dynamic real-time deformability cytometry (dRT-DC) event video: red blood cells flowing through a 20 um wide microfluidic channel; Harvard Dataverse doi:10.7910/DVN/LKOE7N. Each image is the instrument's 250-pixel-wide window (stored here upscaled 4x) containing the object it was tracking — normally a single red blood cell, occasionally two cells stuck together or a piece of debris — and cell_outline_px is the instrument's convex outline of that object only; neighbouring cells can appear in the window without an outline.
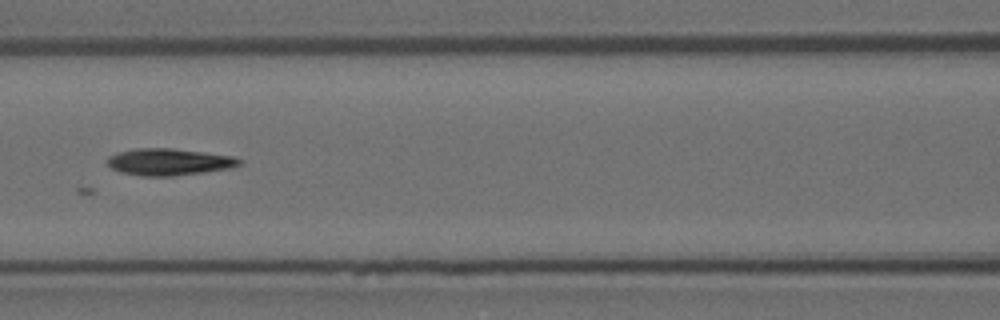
{"species": "Egyptian fruit bat (a non-hibernating species)", "species_latin": "Rousettus aegyptiacus", "temperature_condition": "room temperature", "stored_images_in_passage": 9, "camera_frame_rate_fps": 3000, "um_per_image_px": 0.085, "animal": {"sex": "female"}, "frame": {"image": 1, "passage_image": 5, "time_ms": 1.333, "image_size_px": [1000, 320], "cell_outline_px": [[244, 164], [232, 168], [176, 176], [140, 176], [120, 172], [112, 168], [104, 160], [108, 156], [116, 152], [136, 148], [172, 148], [232, 156], [244, 160]], "centroid_in_image_um": [14.36, 13.76], "position_along_channel_um": 152.2, "area_um2": 20.98}}
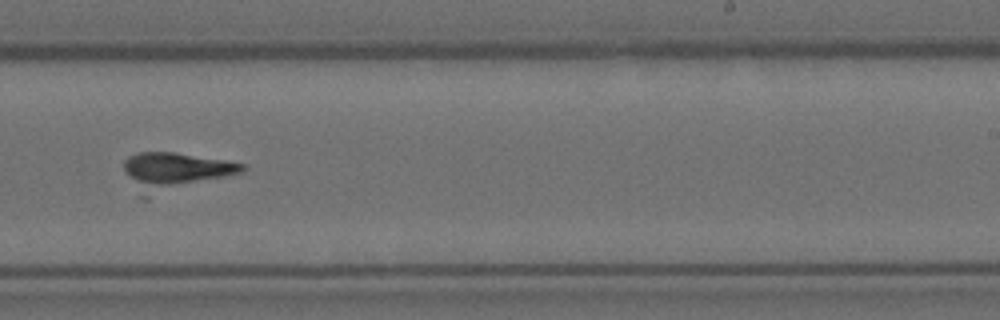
{"frame": {"image": 2, "passage_image": 8, "time_ms": 2.333, "image_size_px": [1000, 320], "cell_outline_px": [[248, 168], [244, 172], [148, 200], [144, 200], [140, 196], [124, 172], [124, 160], [128, 156], [136, 152], [172, 152], [224, 160], [244, 164]], "centroid_in_image_um": [14.84, 14.63], "position_along_channel_um": 274.2, "area_um2": 26.88}}
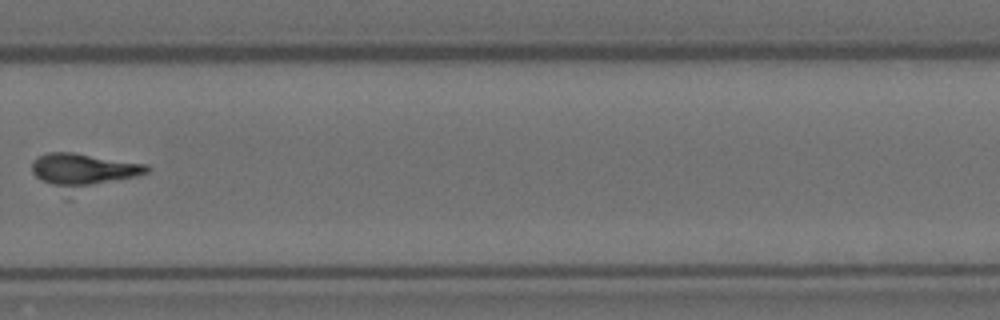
{"frame": {"image": 3, "passage_image": 9, "time_ms": 2.667, "image_size_px": [1000, 320], "cell_outline_px": [[152, 168], [148, 172], [140, 176], [72, 200], [64, 200], [40, 180], [32, 172], [32, 160], [48, 152], [72, 152], [148, 164]], "centroid_in_image_um": [7.09, 14.69], "position_along_channel_um": 322.7, "area_um2": 26.07}}